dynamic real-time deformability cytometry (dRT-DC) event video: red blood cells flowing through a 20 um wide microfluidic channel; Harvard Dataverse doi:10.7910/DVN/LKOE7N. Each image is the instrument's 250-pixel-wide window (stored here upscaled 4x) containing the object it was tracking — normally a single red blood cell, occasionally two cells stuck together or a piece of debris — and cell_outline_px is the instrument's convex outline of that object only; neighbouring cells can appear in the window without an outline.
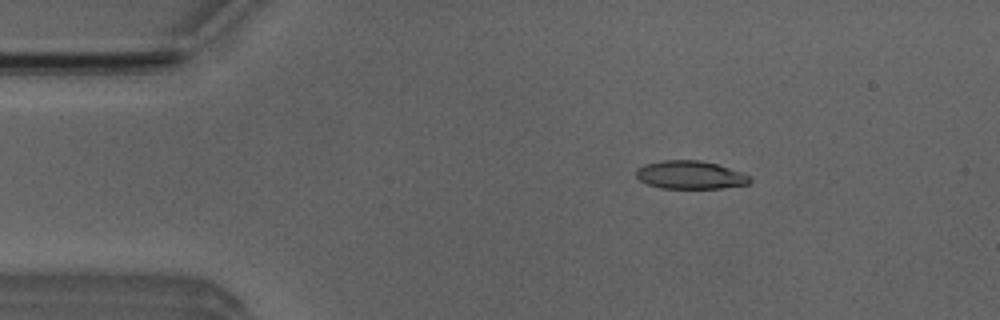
{"species": "Egyptian fruit bat (a non-hibernating species)", "species_latin": "Rousettus aegyptiacus", "temperature_condition": "room temperature", "stored_images_in_passage": 5, "camera_frame_rate_fps": 3000, "um_per_image_px": 0.085, "animal": {"sex": "male"}, "frame": {"image": 1, "passage_image": 3, "time_ms": 0.667, "image_size_px": [1000, 320], "cell_outline_px": [[752, 180], [748, 184], [720, 188], [660, 188], [648, 184], [640, 180], [636, 176], [636, 168], [644, 164], [660, 160], [700, 160], [716, 164], [752, 176]], "centroid_in_image_um": [58.65, 14.86], "position_along_channel_um": 26.4, "area_um2": 18.67}}